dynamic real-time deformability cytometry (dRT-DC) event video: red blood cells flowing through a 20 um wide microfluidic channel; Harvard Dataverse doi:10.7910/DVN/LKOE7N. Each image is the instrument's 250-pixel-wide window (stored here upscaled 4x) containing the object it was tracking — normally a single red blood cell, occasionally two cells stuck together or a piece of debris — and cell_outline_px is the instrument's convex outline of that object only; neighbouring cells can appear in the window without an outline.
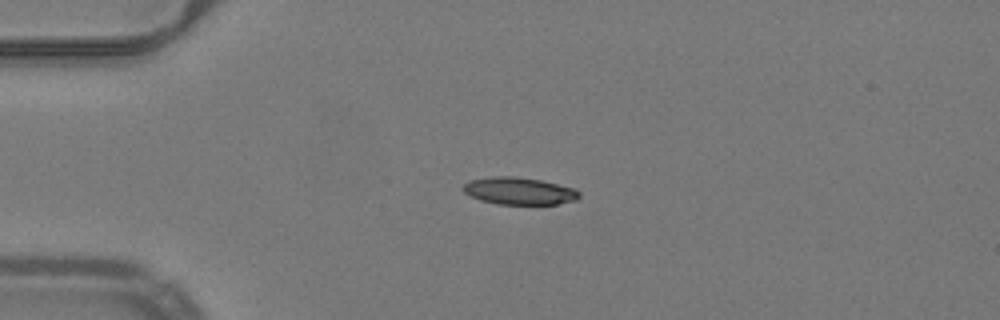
{"species": "common noctule bat (a hibernating species)", "species_latin": "Nyctalus noctula", "temperature_condition": "warm", "stored_images_in_passage": 40, "camera_frame_rate_fps": 3000, "um_per_image_px": 0.085, "animal": {"sex": "male", "body_mass_g": 19.2, "forearm_length_mm": 51.8}, "frame": {"image": 1, "passage_image": 1, "time_ms": 0.0, "image_size_px": [1000, 320], "cell_outline_px": [[580, 196], [576, 200], [556, 204], [496, 204], [480, 200], [464, 192], [460, 188], [468, 180], [492, 176], [516, 176], [540, 180], [576, 188], [580, 192]], "centroid_in_image_um": [44.11, 16.22], "position_along_channel_um": 40.9, "area_um2": 18.61}}
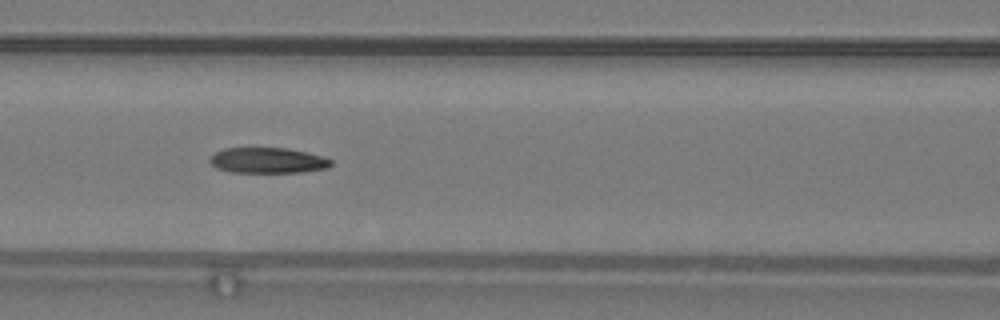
{"frame": {"image": 2, "passage_image": 11, "time_ms": 3.333, "image_size_px": [1000, 320], "cell_outline_px": [[332, 164], [328, 168], [304, 172], [232, 172], [216, 168], [208, 160], [216, 152], [224, 148], [288, 148], [308, 152], [324, 156], [332, 160]], "centroid_in_image_um": [22.8, 13.63], "position_along_channel_um": 143.8, "area_um2": 18.15}}
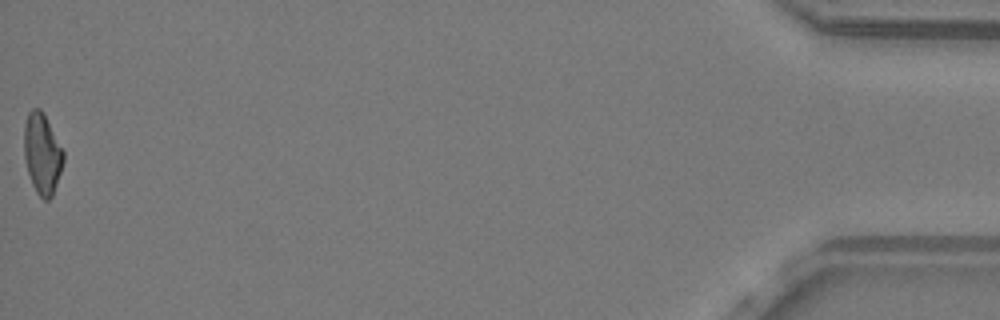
{"frame": {"image": 3, "passage_image": 40, "time_ms": 13.0, "image_size_px": [1000, 320], "cell_outline_px": [[64, 160], [52, 196], [48, 200], [44, 200], [36, 192], [32, 184], [28, 172], [24, 156], [24, 124], [28, 112], [32, 108], [40, 108], [44, 112], [64, 152]], "centroid_in_image_um": [3.58, 13.02], "position_along_channel_um": 431.6, "area_um2": 18.5}, "authors_computed_cell_mechanics": {"area_um2": 18.9006, "velocity_mm_per_s": 4.0226, "shape_relaxation_time_tau1_ms": null, "shape_relaxation_time_tau2_ms": 3.4796, "deformation_change_tau1": null, "deformation_change_tau2": 0.1232}}